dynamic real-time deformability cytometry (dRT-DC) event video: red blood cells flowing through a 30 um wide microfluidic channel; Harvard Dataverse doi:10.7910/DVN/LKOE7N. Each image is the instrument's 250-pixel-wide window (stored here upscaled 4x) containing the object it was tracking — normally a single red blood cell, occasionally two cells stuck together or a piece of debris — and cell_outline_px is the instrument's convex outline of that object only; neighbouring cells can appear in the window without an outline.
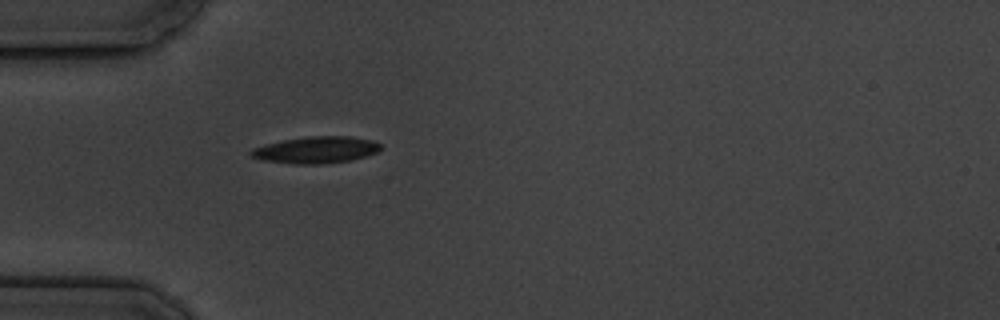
{"species": "common noctule bat (a hibernating species)", "species_latin": "Nyctalus noctula", "temperature_condition": "cold", "stored_images_in_passage": 1, "camera_frame_rate_fps": 3000, "um_per_image_px": 0.085, "animal": {"sex": "male", "body_mass_g": 19.5, "forearm_length_mm": 54.6}, "frame": {"image": 1, "passage_image": 1, "time_ms": 0.0, "image_size_px": [1000, 320], "cell_outline_px": [[380, 148], [376, 152], [368, 156], [352, 160], [320, 164], [292, 164], [260, 160], [248, 156], [248, 152], [252, 148], [264, 144], [284, 140], [308, 136], [348, 136], [372, 140], [380, 144]], "centroid_in_image_um": [26.8, 12.75], "position_along_channel_um": 58.2, "area_um2": 20.4}}